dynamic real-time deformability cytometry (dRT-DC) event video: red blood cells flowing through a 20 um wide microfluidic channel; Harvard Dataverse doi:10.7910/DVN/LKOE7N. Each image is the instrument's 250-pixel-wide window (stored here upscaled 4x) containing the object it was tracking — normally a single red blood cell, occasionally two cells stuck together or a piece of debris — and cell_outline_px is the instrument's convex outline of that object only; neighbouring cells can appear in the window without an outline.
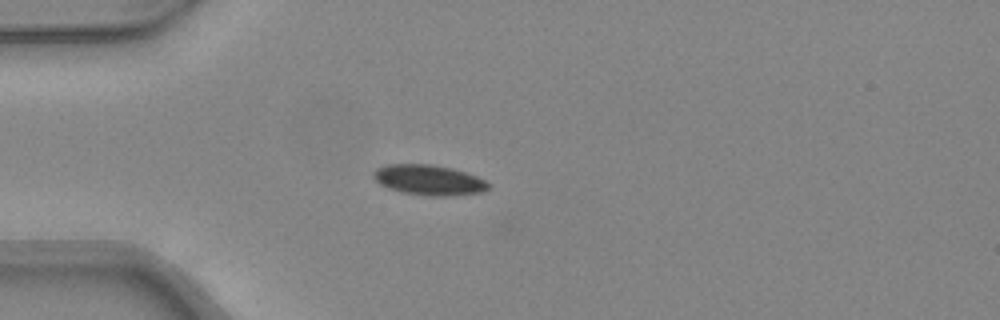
{"species": "common noctule bat (a hibernating species)", "species_latin": "Nyctalus noctula", "temperature_condition": "warm", "stored_images_in_passage": 35, "camera_frame_rate_fps": 3000, "um_per_image_px": 0.085, "animal": {"sex": "female", "body_mass_g": 24.6, "forearm_length_mm": 56.2}, "frame": {"image": 1, "passage_image": 1, "time_ms": 0.0, "image_size_px": [1000, 320], "cell_outline_px": [[492, 184], [488, 188], [480, 192], [448, 196], [428, 196], [404, 192], [388, 188], [380, 184], [372, 176], [372, 172], [376, 168], [388, 164], [432, 164], [452, 168], [476, 176]], "centroid_in_image_um": [36.43, 15.29], "position_along_channel_um": 48.6, "area_um2": 20.23}}
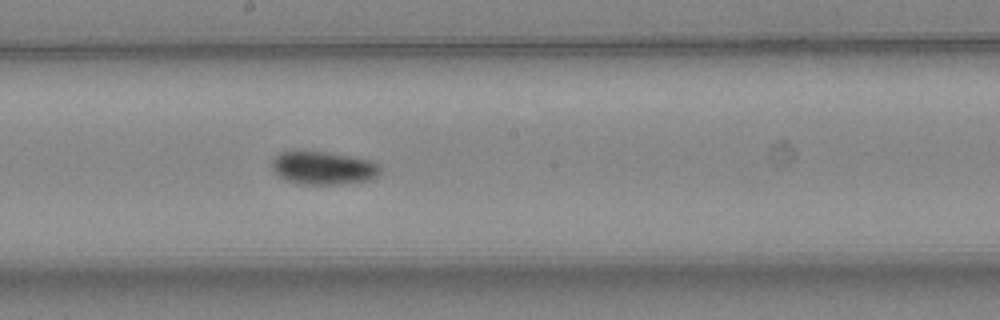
{"frame": {"image": 2, "passage_image": 14, "time_ms": 4.333, "image_size_px": [1000, 320], "cell_outline_px": [[380, 176], [372, 180], [340, 184], [300, 184], [284, 180], [276, 176], [272, 172], [272, 160], [280, 152], [292, 148], [324, 152], [372, 160], [380, 168]], "centroid_in_image_um": [27.41, 14.26], "position_along_channel_um": 220.8, "area_um2": 21.62}}
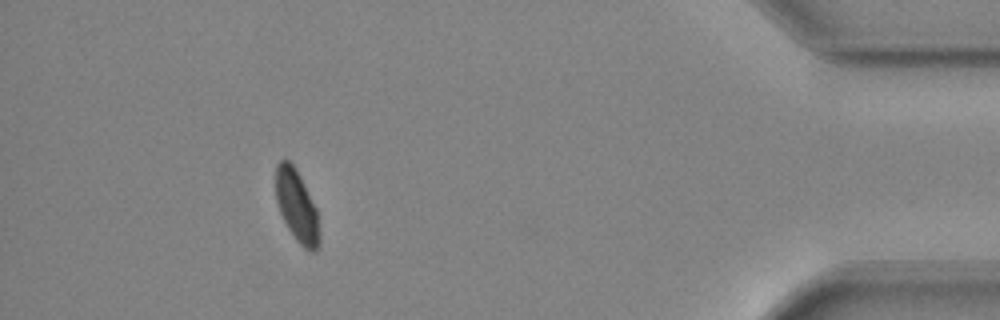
{"frame": {"image": 3, "passage_image": 31, "time_ms": 10.0, "image_size_px": [1000, 320], "cell_outline_px": [[320, 244], [316, 252], [312, 252], [304, 248], [296, 240], [288, 228], [280, 212], [276, 200], [276, 164], [280, 160], [288, 160], [296, 168], [316, 208], [320, 236]], "centroid_in_image_um": [25.24, 17.54], "position_along_channel_um": 410.0, "area_um2": 18.21}, "authors_computed_cell_mechanics": {"area_um2": 19.9988, "velocity_mm_per_s": 4.3485, "shape_relaxation_time_tau1_ms": 3.1427, "shape_relaxation_time_tau2_ms": null, "deformation_change_tau1": 0.0841, "deformation_change_tau2": null}}